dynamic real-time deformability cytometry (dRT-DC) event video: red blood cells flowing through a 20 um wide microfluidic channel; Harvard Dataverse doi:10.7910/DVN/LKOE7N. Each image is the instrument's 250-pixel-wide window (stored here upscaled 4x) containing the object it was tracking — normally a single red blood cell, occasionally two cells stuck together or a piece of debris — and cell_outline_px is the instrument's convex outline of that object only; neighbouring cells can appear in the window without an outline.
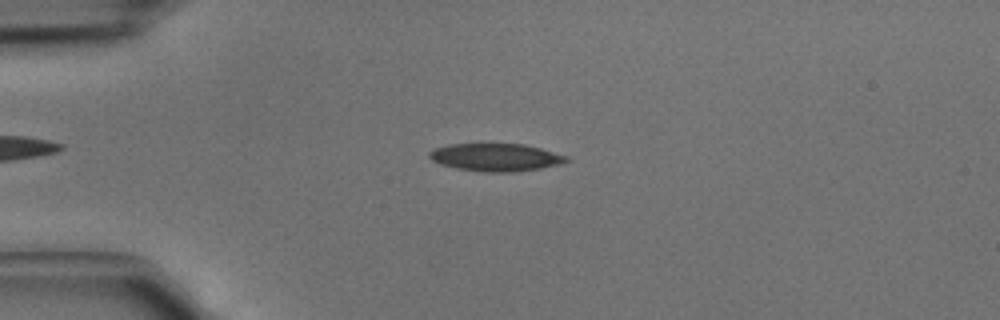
{"species": "common noctule bat (a hibernating species)", "species_latin": "Nyctalus noctula", "temperature_condition": "cold", "stored_images_in_passage": 4, "camera_frame_rate_fps": 3000, "um_per_image_px": 0.085, "animal": {"sex": "male", "body_mass_g": 15.6}, "frame": {"image": 1, "passage_image": 3, "time_ms": 0.667, "image_size_px": [1000, 320], "cell_outline_px": [[572, 160], [560, 164], [540, 168], [512, 172], [484, 172], [456, 168], [440, 164], [432, 160], [428, 156], [428, 152], [436, 148], [448, 144], [524, 144], [540, 148], [568, 156]], "centroid_in_image_um": [42.15, 13.37], "position_along_channel_um": 42.9, "area_um2": 22.14}}